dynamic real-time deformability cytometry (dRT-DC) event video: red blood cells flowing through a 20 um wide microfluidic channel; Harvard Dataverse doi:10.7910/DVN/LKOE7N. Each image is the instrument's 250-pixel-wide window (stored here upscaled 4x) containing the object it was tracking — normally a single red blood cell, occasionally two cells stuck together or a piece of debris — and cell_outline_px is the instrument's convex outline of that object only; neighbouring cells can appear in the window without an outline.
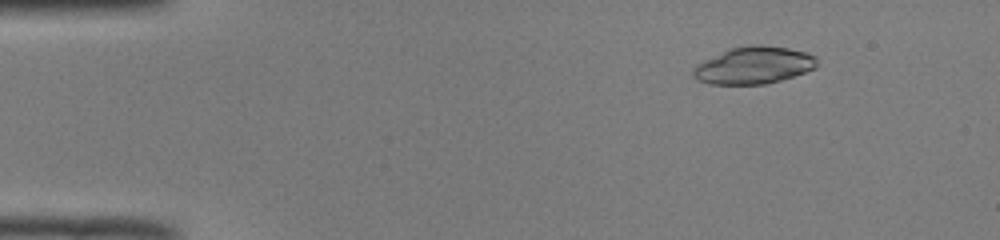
{"species": "common noctule bat (a hibernating species)", "species_latin": "Nyctalus noctula", "temperature_condition": "room temperature", "stored_images_in_passage": 48, "camera_frame_rate_fps": 3000, "um_per_image_px": 0.085, "animal": {"sex": "male", "body_mass_g": 19.0, "forearm_length_mm": 50.8}, "frame": {"image": 1, "passage_image": 4, "time_ms": 1.0, "image_size_px": [1000, 240], "cell_outline_px": [[820, 64], [816, 68], [780, 80], [764, 84], [708, 84], [696, 80], [692, 76], [692, 68], [696, 64], [728, 48], [748, 44], [760, 44], [788, 48], [808, 52], [816, 56], [820, 60]], "centroid_in_image_um": [64.07, 5.53], "position_along_channel_um": 20.9, "area_um2": 27.34}}
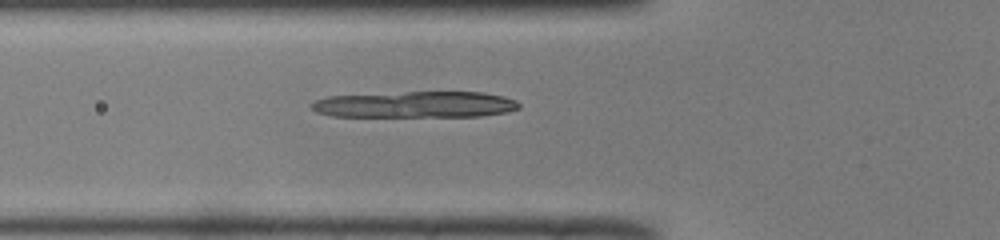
{"frame": {"image": 2, "passage_image": 16, "time_ms": 5.0, "image_size_px": [1000, 240], "cell_outline_px": [[520, 108], [508, 112], [480, 116], [332, 116], [316, 112], [308, 104], [316, 100], [328, 96], [408, 92], [484, 92], [504, 96], [516, 100], [520, 104]], "centroid_in_image_um": [35.33, 8.88], "position_along_channel_um": 90.5, "area_um2": 31.79}}